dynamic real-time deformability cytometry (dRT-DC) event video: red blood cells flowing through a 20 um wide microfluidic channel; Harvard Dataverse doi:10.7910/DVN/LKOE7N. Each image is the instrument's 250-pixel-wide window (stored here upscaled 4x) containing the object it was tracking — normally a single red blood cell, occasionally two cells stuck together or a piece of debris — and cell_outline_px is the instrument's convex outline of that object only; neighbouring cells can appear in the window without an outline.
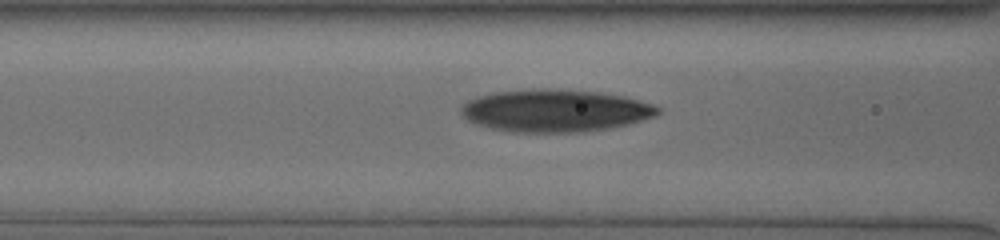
{"species": "human", "species_latin": "Homo sapiens", "temperature_condition": "cold", "stored_images_in_passage": 46, "camera_frame_rate_fps": 3000, "um_per_image_px": 0.085, "donor": {"sex": "male"}, "frame": {"image": 1, "passage_image": 8, "time_ms": 1.667, "image_size_px": [1000, 240], "cell_outline_px": [[660, 112], [652, 116], [628, 124], [608, 128], [580, 132], [512, 132], [492, 128], [476, 124], [468, 120], [460, 112], [460, 104], [476, 96], [496, 92], [544, 88], [596, 92], [620, 96], [652, 104], [660, 108]], "centroid_in_image_um": [47.11, 9.41], "position_along_channel_um": 119.5, "area_um2": 48.15}}
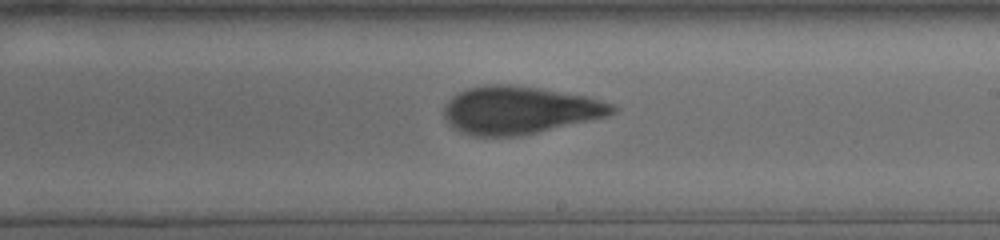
{"frame": {"image": 2, "passage_image": 20, "time_ms": 5.0, "image_size_px": [1000, 240], "cell_outline_px": [[616, 108], [612, 112], [604, 116], [520, 136], [472, 136], [460, 132], [452, 128], [448, 124], [444, 116], [444, 104], [452, 96], [468, 88], [492, 84], [508, 84], [540, 88], [584, 96], [612, 104]], "centroid_in_image_um": [44.04, 9.36], "position_along_channel_um": 245.0, "area_um2": 46.18}}
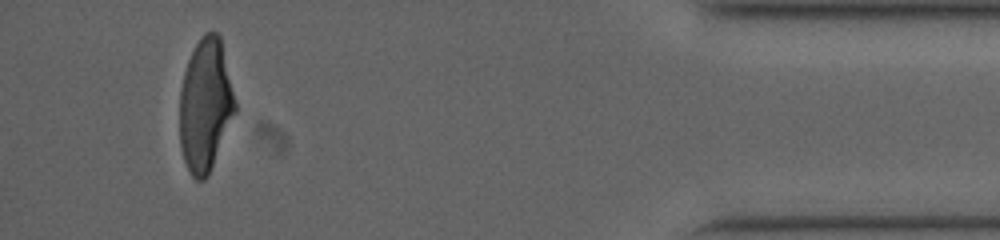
{"frame": {"image": 3, "passage_image": 42, "time_ms": 11.0, "image_size_px": [1000, 240], "cell_outline_px": [[236, 112], [208, 176], [204, 180], [196, 180], [192, 176], [184, 160], [180, 148], [180, 88], [184, 72], [188, 60], [200, 36], [204, 32], [216, 32], [220, 36], [236, 104]], "centroid_in_image_um": [17.45, 8.95], "position_along_channel_um": 417.8, "area_um2": 42.77}, "authors_computed_cell_mechanics": {"area_um2": 45.662, "velocity_mm_per_s": 3.7511, "shape_relaxation_time_tau1_ms": 6.8627, "shape_relaxation_time_tau2_ms": 2.2334, "deformation_change_tau1": 0.2223, "deformation_change_tau2": 0.1042}}